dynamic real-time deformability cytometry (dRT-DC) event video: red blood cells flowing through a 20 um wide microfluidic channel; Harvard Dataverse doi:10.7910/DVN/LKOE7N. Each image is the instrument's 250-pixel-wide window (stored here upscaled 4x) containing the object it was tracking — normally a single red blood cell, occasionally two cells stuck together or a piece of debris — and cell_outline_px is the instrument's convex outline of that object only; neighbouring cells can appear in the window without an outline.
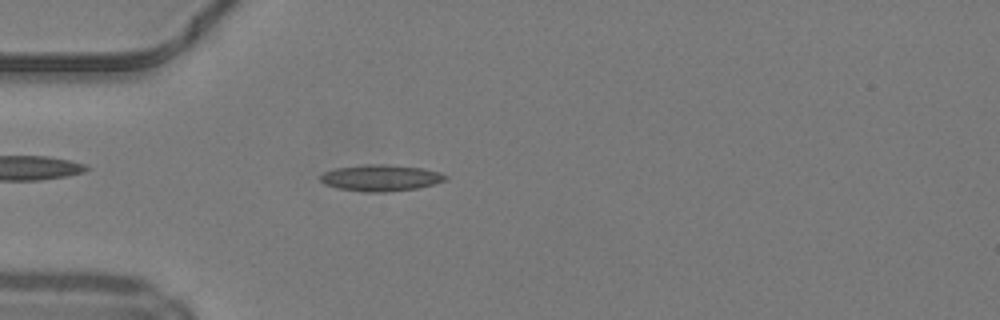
{"species": "common noctule bat (a hibernating species)", "species_latin": "Nyctalus noctula", "temperature_condition": "warm", "stored_images_in_passage": 48, "camera_frame_rate_fps": 3000, "um_per_image_px": 0.085, "animal": {"sex": "male", "body_mass_g": 19.2, "forearm_length_mm": 51.8}, "frame": {"image": 1, "passage_image": 14, "time_ms": 4.333, "image_size_px": [1000, 320], "cell_outline_px": [[448, 176], [444, 180], [420, 188], [384, 192], [364, 192], [340, 188], [324, 184], [320, 180], [320, 176], [324, 172], [336, 168], [364, 164], [384, 164], [424, 168], [440, 172]], "centroid_in_image_um": [32.37, 15.11], "position_along_channel_um": 52.6, "area_um2": 19.19}}
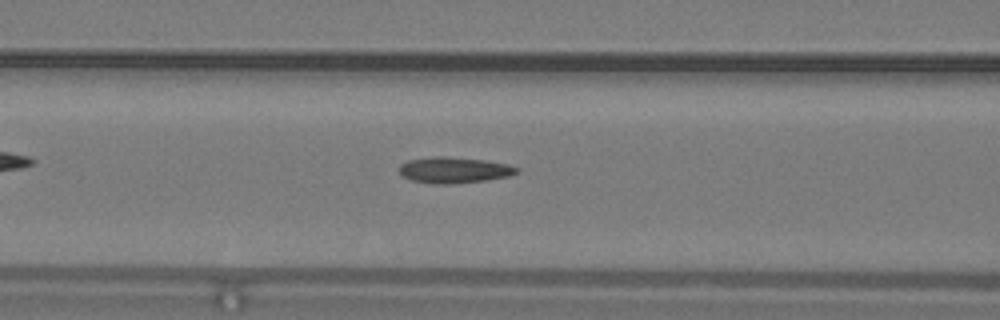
{"frame": {"image": 2, "passage_image": 20, "time_ms": 6.333, "image_size_px": [1000, 320], "cell_outline_px": [[520, 172], [508, 176], [484, 180], [448, 184], [436, 184], [412, 180], [404, 176], [400, 172], [400, 164], [408, 160], [432, 156], [444, 156], [484, 160], [508, 164], [520, 168]], "centroid_in_image_um": [38.62, 14.44], "position_along_channel_um": 128.0, "area_um2": 17.69}}
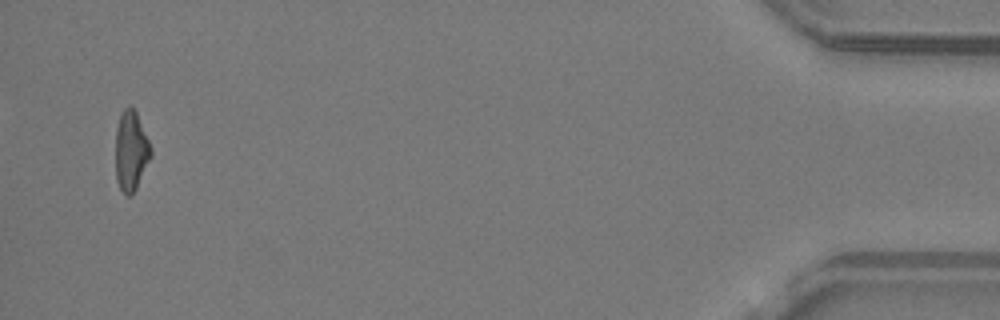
{"frame": {"image": 3, "passage_image": 47, "time_ms": 15.333, "image_size_px": [1000, 320], "cell_outline_px": [[152, 156], [136, 188], [128, 196], [120, 188], [116, 180], [116, 128], [120, 116], [124, 108], [128, 104], [136, 112], [152, 148]], "centroid_in_image_um": [11.14, 12.81], "position_along_channel_um": 424.1, "area_um2": 16.3}, "authors_computed_cell_mechanics": {"area_um2": 17.1088, "velocity_mm_per_s": 4.2444, "shape_relaxation_time_tau1_ms": null, "shape_relaxation_time_tau2_ms": 4.1579, "deformation_change_tau1": null, "deformation_change_tau2": 0.1378}}